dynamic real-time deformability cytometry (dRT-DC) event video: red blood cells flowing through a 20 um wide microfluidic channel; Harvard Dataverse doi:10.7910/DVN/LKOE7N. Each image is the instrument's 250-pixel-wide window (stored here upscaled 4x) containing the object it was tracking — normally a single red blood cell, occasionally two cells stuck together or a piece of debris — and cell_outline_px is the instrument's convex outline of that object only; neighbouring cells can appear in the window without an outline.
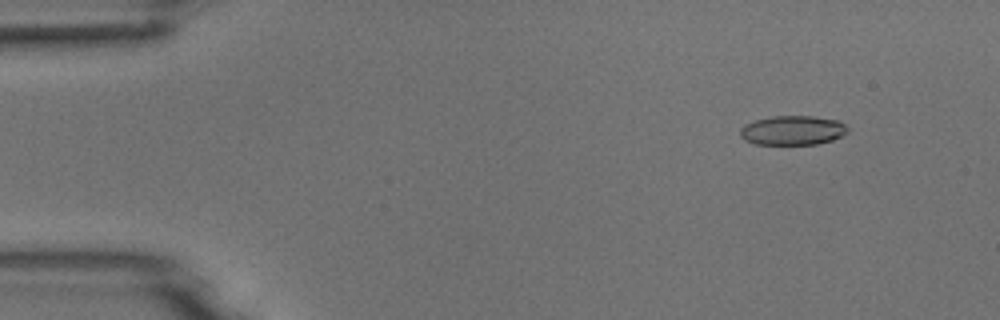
{"species": "common noctule bat (a hibernating species)", "species_latin": "Nyctalus noctula", "temperature_condition": "room temperature", "stored_images_in_passage": 5, "camera_frame_rate_fps": 3000, "um_per_image_px": 0.085, "animal": {"sex": "male", "body_mass_g": 18.8}, "frame": {"image": 1, "passage_image": 2, "time_ms": 0.333, "image_size_px": [1000, 320], "cell_outline_px": [[848, 132], [832, 140], [816, 144], [756, 144], [744, 140], [740, 136], [740, 128], [744, 124], [756, 120], [772, 116], [812, 116], [836, 120], [844, 124], [848, 128]], "centroid_in_image_um": [67.34, 11.08], "position_along_channel_um": 17.7, "area_um2": 18.32}}
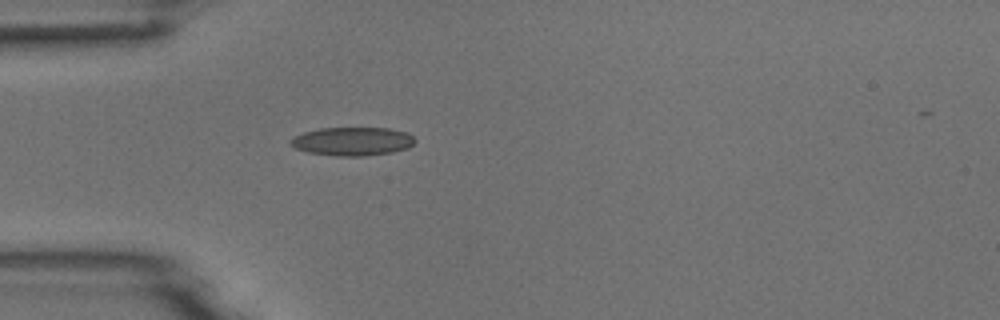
{"frame": {"image": 2, "passage_image": 5, "time_ms": 1.333, "image_size_px": [1000, 320], "cell_outline_px": [[416, 140], [408, 148], [392, 152], [364, 156], [336, 156], [308, 152], [296, 148], [288, 140], [304, 132], [320, 128], [388, 128], [408, 132]], "centroid_in_image_um": [29.98, 12.01], "position_along_channel_um": 55.0, "area_um2": 20.58}}